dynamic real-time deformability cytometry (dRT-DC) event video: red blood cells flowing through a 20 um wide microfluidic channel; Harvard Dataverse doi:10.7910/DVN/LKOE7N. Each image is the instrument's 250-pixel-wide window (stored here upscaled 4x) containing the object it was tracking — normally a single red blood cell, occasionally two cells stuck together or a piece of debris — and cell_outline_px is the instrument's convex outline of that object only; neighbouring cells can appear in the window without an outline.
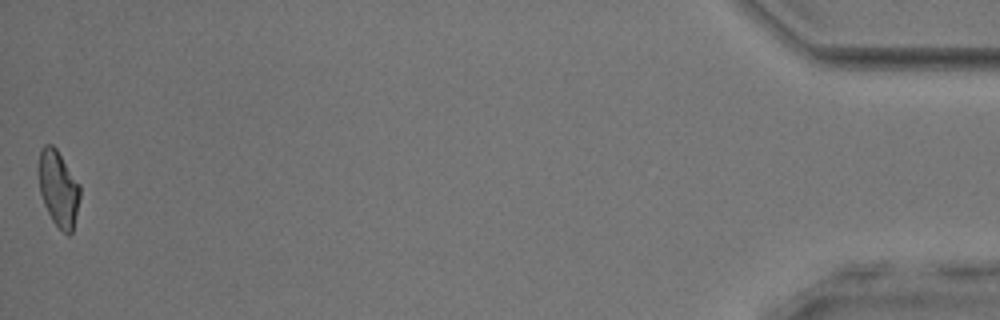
{"species": "common noctule bat (a hibernating species)", "species_latin": "Nyctalus noctula", "temperature_condition": "room temperature", "stored_images_in_passage": 36, "camera_frame_rate_fps": 3000, "um_per_image_px": 0.085, "animal": {"sex": "male", "body_mass_g": 17.9, "forearm_length_mm": 54.2}, "frame": {"image": 1, "passage_image": 36, "time_ms": 11.667, "image_size_px": [1000, 320], "cell_outline_px": [[80, 196], [72, 232], [68, 236], [52, 220], [44, 204], [40, 192], [40, 148], [44, 144], [52, 144], [56, 148], [80, 184]], "centroid_in_image_um": [4.98, 16.02], "position_along_channel_um": 430.2, "area_um2": 17.92}, "authors_computed_cell_mechanics": {"area_um2": 19.1029, "velocity_mm_per_s": 3.9208, "shape_relaxation_time_tau1_ms": null, "shape_relaxation_time_tau2_ms": 1.5883, "deformation_change_tau1": null, "deformation_change_tau2": 0.0896}}